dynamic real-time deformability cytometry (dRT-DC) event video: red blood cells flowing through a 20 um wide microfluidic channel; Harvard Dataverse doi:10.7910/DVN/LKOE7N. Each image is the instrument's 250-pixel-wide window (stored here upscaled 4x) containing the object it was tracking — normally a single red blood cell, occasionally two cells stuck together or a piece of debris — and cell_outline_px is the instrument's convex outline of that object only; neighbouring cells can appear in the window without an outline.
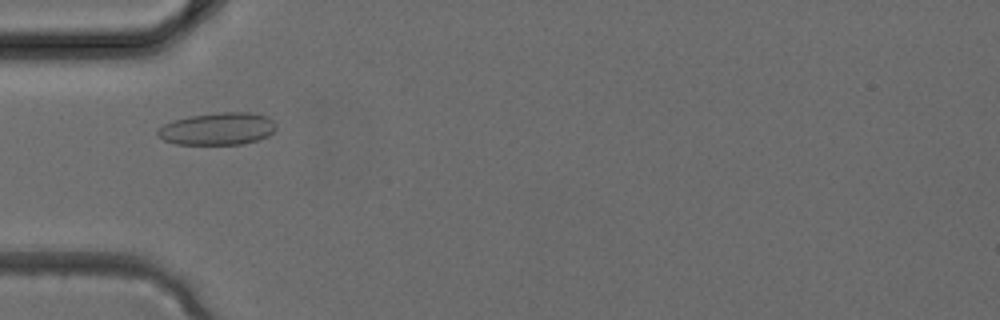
{"species": "common noctule bat (a hibernating species)", "species_latin": "Nyctalus noctula", "temperature_condition": "cold", "stored_images_in_passage": 4, "camera_frame_rate_fps": 3000, "um_per_image_px": 0.085, "animal": {"sex": "female", "body_mass_g": 24.6, "forearm_length_mm": 56.2}, "frame": {"image": 1, "passage_image": 4, "time_ms": 1.0, "image_size_px": [1000, 320], "cell_outline_px": [[276, 128], [268, 136], [244, 144], [176, 144], [164, 140], [156, 136], [156, 132], [164, 124], [172, 120], [192, 116], [220, 112], [248, 112], [268, 116], [276, 124]], "centroid_in_image_um": [18.49, 10.95], "position_along_channel_um": 66.5, "area_um2": 22.31}}